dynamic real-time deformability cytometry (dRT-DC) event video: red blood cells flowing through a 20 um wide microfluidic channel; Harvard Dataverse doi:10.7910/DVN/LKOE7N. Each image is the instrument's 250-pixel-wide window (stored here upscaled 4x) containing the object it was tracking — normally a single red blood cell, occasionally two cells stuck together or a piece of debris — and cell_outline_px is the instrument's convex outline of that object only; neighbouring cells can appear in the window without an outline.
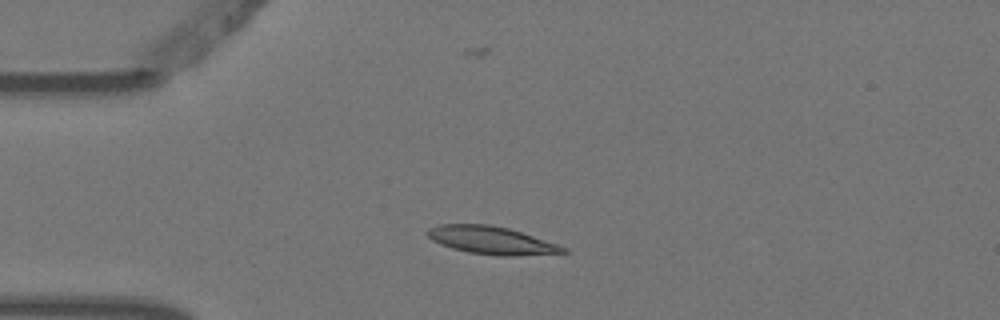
{"species": "Egyptian fruit bat (a non-hibernating species)", "species_latin": "Rousettus aegyptiacus", "temperature_condition": "warm", "stored_images_in_passage": 3, "camera_frame_rate_fps": 3000, "um_per_image_px": 0.085, "animal": {"sex": "female"}, "frame": {"image": 1, "passage_image": 2, "time_ms": 0.333, "image_size_px": [1000, 320], "cell_outline_px": [[572, 252], [516, 256], [500, 256], [468, 252], [452, 248], [440, 244], [432, 240], [428, 236], [428, 228], [440, 224], [488, 224], [508, 228], [568, 248]], "centroid_in_image_um": [41.78, 20.43], "position_along_channel_um": 43.2, "area_um2": 21.85}}